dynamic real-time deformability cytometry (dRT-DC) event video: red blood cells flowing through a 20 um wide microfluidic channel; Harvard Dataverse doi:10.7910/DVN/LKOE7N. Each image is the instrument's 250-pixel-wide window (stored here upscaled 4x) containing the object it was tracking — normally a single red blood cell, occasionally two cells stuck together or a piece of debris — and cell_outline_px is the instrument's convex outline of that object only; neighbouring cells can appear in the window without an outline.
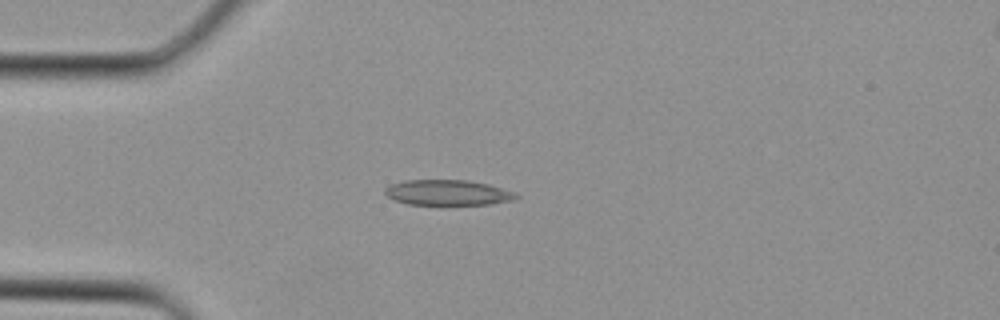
{"species": "Egyptian fruit bat (a non-hibernating species)", "species_latin": "Rousettus aegyptiacus", "temperature_condition": "cold", "stored_images_in_passage": 2, "camera_frame_rate_fps": 3000, "um_per_image_px": 0.085, "animal": {"sex": "female"}, "frame": {"image": 1, "passage_image": 1, "time_ms": 0.0, "image_size_px": [1000, 320], "cell_outline_px": [[520, 196], [512, 200], [492, 204], [408, 204], [396, 200], [388, 196], [384, 192], [384, 188], [392, 184], [408, 180], [468, 180], [488, 184], [516, 192]], "centroid_in_image_um": [38.09, 16.36], "position_along_channel_um": 46.9, "area_um2": 19.25}}